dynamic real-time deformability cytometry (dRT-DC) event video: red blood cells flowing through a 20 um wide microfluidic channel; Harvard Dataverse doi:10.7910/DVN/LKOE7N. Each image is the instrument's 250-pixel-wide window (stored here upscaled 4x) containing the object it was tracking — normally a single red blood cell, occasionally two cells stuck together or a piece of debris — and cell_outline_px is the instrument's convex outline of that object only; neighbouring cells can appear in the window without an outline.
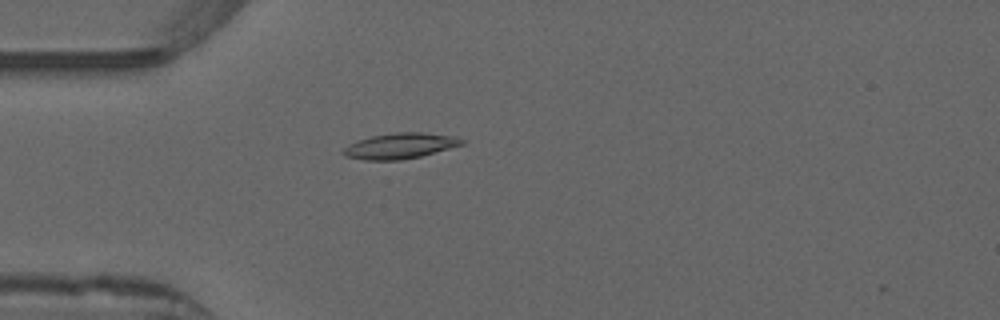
{"species": "common noctule bat (a hibernating species)", "species_latin": "Nyctalus noctula", "temperature_condition": "warm", "stored_images_in_passage": 39, "camera_frame_rate_fps": 3000, "um_per_image_px": 0.085, "animal": {"sex": "male", "forearm_length_mm": 52.5}, "frame": {"image": 1, "passage_image": 1, "time_ms": 0.0, "image_size_px": [1000, 320], "cell_outline_px": [[464, 144], [420, 156], [400, 160], [364, 160], [344, 156], [340, 152], [348, 144], [372, 136], [396, 132], [420, 132], [452, 136], [464, 140]], "centroid_in_image_um": [33.96, 12.4], "position_along_channel_um": 51.0, "area_um2": 17.51}}
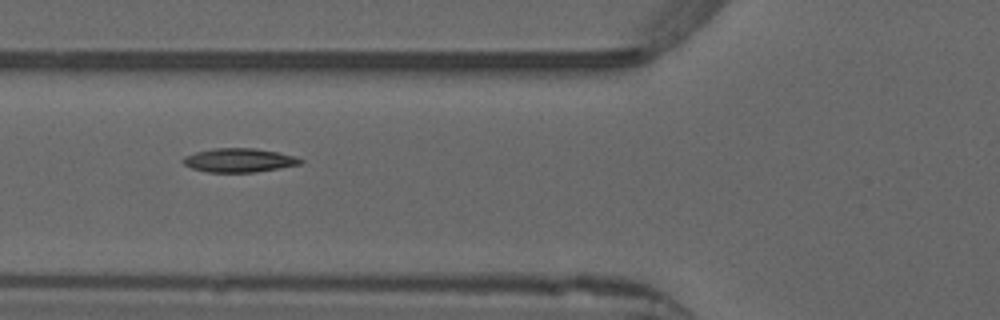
{"frame": {"image": 2, "passage_image": 6, "time_ms": 1.667, "image_size_px": [1000, 320], "cell_outline_px": [[304, 160], [300, 164], [280, 168], [256, 172], [208, 172], [192, 168], [184, 164], [180, 160], [184, 156], [196, 152], [212, 148], [256, 148], [276, 152], [292, 156]], "centroid_in_image_um": [20.28, 13.62], "position_along_channel_um": 105.5, "area_um2": 16.24}}
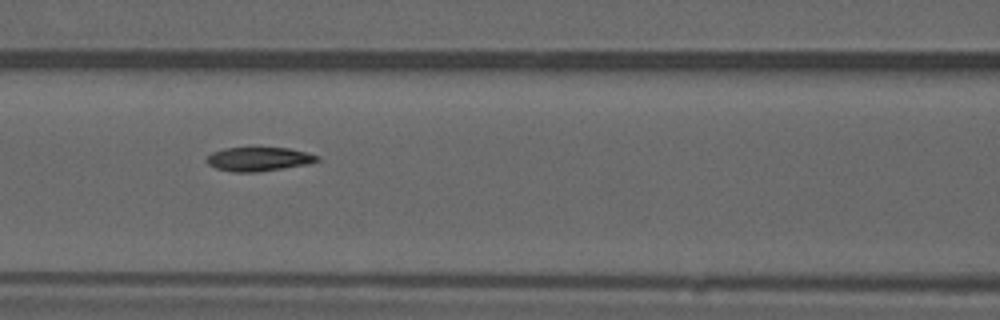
{"frame": {"image": 3, "passage_image": 9, "time_ms": 2.667, "image_size_px": [1000, 320], "cell_outline_px": [[320, 160], [308, 164], [256, 172], [232, 172], [216, 168], [208, 164], [204, 160], [212, 152], [224, 148], [288, 148], [320, 156]], "centroid_in_image_um": [21.96, 13.52], "position_along_channel_um": 144.6, "area_um2": 15.32}, "authors_computed_cell_mechanics": {"area_um2": 15.7216, "velocity_mm_per_s": 3.9018, "shape_relaxation_time_tau1_ms": null, "shape_relaxation_time_tau2_ms": 5.5071, "deformation_change_tau1": null, "deformation_change_tau2": 0.0964}}